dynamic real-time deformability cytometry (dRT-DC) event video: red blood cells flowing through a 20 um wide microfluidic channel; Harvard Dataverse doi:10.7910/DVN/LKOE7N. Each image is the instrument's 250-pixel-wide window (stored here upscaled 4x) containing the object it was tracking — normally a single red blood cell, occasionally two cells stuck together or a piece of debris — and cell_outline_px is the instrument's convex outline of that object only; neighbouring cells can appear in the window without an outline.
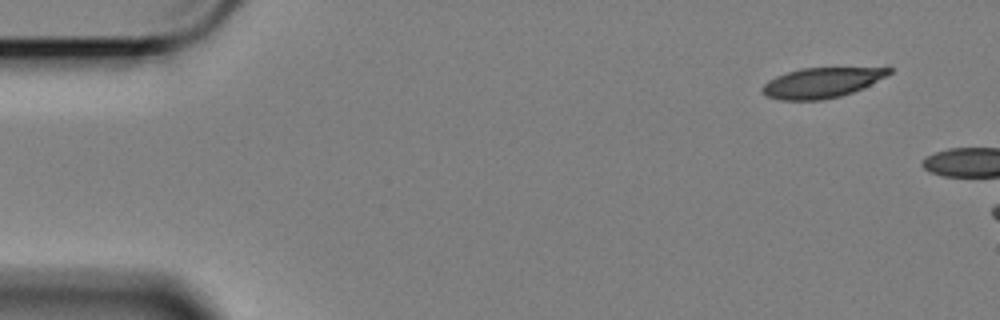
{"species": "Egyptian fruit bat (a non-hibernating species)", "species_latin": "Rousettus aegyptiacus", "temperature_condition": "cold", "stored_images_in_passage": 5, "camera_frame_rate_fps": 3000, "um_per_image_px": 0.085, "animal": {"sex": "female"}, "frame": {"image": 1, "passage_image": 1, "time_ms": 0.0, "image_size_px": [1000, 320], "cell_outline_px": [[892, 72], [852, 92], [840, 96], [824, 100], [780, 100], [768, 96], [760, 88], [768, 80], [776, 76], [788, 72], [804, 68], [892, 68]], "centroid_in_image_um": [69.77, 7.04], "position_along_channel_um": 15.2, "area_um2": 21.68}}